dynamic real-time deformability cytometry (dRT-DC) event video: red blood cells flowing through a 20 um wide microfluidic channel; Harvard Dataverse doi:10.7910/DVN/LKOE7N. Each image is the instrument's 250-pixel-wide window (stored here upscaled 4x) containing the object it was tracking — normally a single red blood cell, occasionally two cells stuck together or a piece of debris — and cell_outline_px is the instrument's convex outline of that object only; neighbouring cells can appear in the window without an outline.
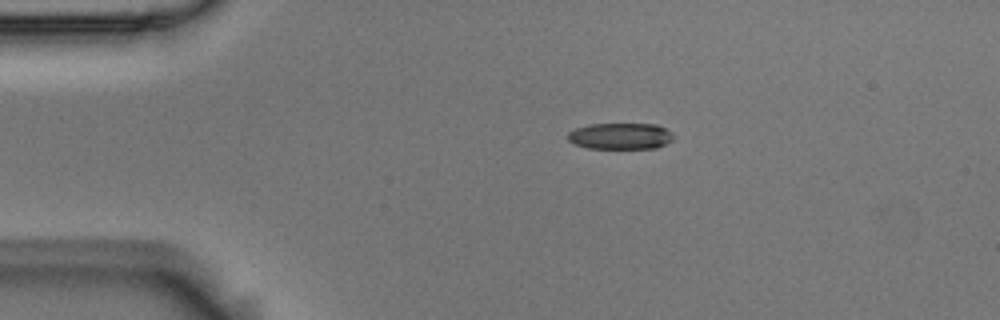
{"species": "Egyptian fruit bat (a non-hibernating species)", "species_latin": "Rousettus aegyptiacus", "temperature_condition": "room temperature", "stored_images_in_passage": 6, "camera_frame_rate_fps": 3000, "um_per_image_px": 0.085, "animal": {"sex": "male"}, "frame": {"image": 1, "passage_image": 1, "time_ms": 0.0, "image_size_px": [1000, 320], "cell_outline_px": [[672, 140], [656, 148], [588, 148], [576, 144], [568, 140], [568, 132], [576, 128], [588, 124], [656, 124], [672, 132]], "centroid_in_image_um": [52.72, 11.56], "position_along_channel_um": 32.3, "area_um2": 16.07}}
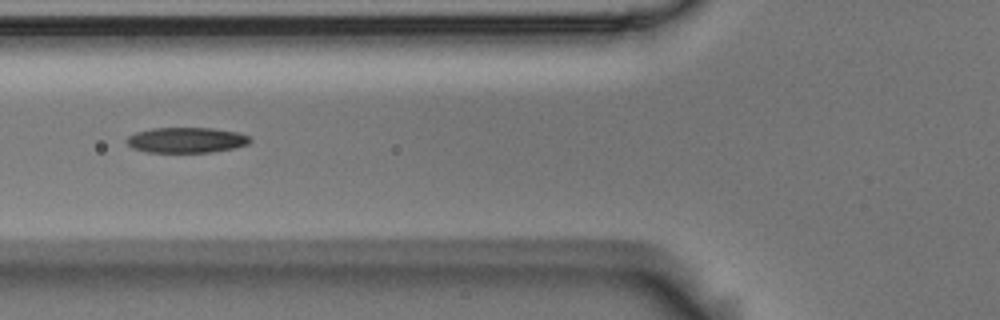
{"frame": {"image": 2, "passage_image": 4, "time_ms": 1.0, "image_size_px": [1000, 320], "cell_outline_px": [[252, 140], [248, 144], [236, 148], [212, 152], [148, 152], [132, 148], [124, 140], [128, 136], [136, 132], [152, 128], [212, 128], [240, 132], [248, 136]], "centroid_in_image_um": [15.86, 11.9], "position_along_channel_um": 109.9, "area_um2": 18.44}}
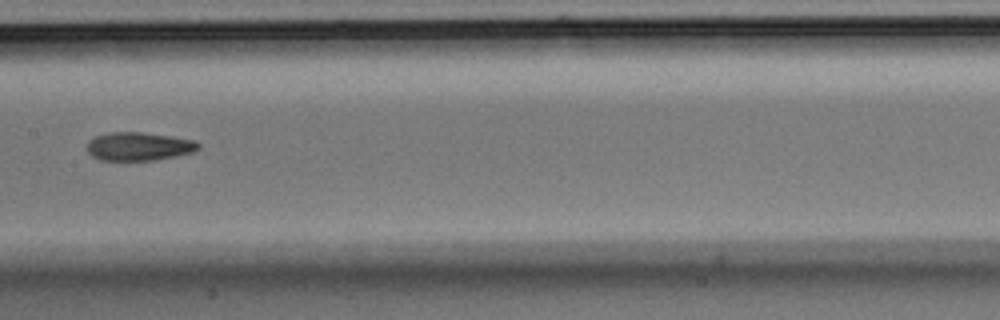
{"frame": {"image": 3, "passage_image": 6, "time_ms": 1.667, "image_size_px": [1000, 320], "cell_outline_px": [[200, 148], [192, 152], [176, 156], [152, 160], [100, 160], [92, 156], [88, 152], [88, 140], [96, 136], [112, 132], [140, 132], [196, 140], [200, 144]], "centroid_in_image_um": [11.81, 12.44], "position_along_channel_um": 195.6, "area_um2": 18.26}}